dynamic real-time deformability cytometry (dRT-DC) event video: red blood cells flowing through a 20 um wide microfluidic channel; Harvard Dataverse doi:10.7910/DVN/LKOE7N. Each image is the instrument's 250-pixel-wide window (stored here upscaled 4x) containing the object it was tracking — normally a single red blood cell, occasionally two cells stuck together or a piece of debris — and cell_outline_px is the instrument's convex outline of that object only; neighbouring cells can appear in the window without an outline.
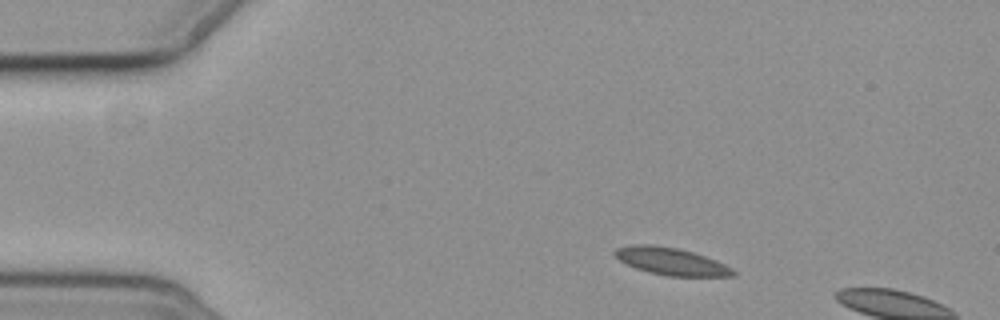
{"species": "common noctule bat (a hibernating species)", "species_latin": "Nyctalus noctula", "temperature_condition": "cold", "stored_images_in_passage": 3, "camera_frame_rate_fps": 3000, "um_per_image_px": 0.085, "animal": {"sex": "female", "body_mass_g": 19.3, "forearm_length_mm": 54.1}, "frame": {"image": 1, "passage_image": 1, "time_ms": 0.0, "image_size_px": [1000, 320], "cell_outline_px": [[736, 276], [668, 276], [648, 272], [636, 268], [620, 260], [612, 252], [616, 248], [632, 244], [652, 244], [680, 248], [716, 260], [732, 268], [736, 272]], "centroid_in_image_um": [57.04, 22.2], "position_along_channel_um": 28.0, "area_um2": 18.84}}